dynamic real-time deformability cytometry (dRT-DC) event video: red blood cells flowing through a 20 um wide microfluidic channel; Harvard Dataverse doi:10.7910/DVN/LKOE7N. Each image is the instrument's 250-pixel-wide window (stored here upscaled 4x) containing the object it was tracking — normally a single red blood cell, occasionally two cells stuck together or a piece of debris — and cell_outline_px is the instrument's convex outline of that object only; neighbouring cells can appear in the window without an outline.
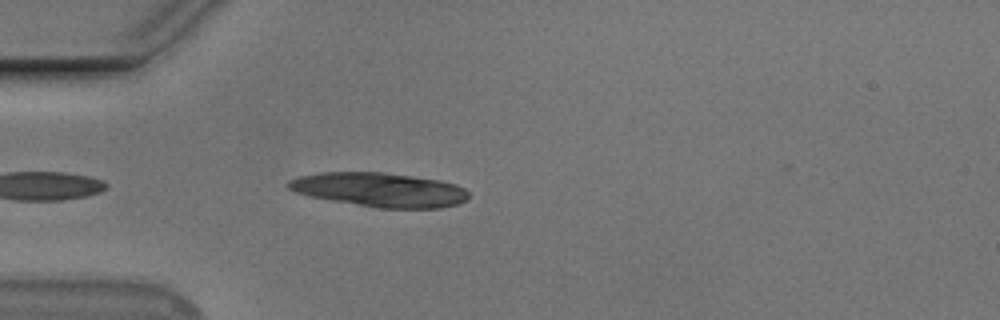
{"species": "Egyptian fruit bat (a non-hibernating species)", "species_latin": "Rousettus aegyptiacus", "temperature_condition": "cold", "stored_images_in_passage": 42, "camera_frame_rate_fps": 3000, "um_per_image_px": 0.085, "animal": {"sex": "male"}, "frame": {"image": 1, "passage_image": 3, "time_ms": 0.667, "image_size_px": [1000, 320], "cell_outline_px": [[468, 196], [464, 200], [456, 204], [440, 208], [376, 208], [332, 200], [312, 196], [296, 192], [288, 188], [288, 180], [300, 176], [320, 172], [380, 172], [412, 176], [440, 180], [456, 184], [464, 188], [468, 192]], "centroid_in_image_um": [32.27, 16.12], "position_along_channel_um": 52.7, "area_um2": 35.6}}